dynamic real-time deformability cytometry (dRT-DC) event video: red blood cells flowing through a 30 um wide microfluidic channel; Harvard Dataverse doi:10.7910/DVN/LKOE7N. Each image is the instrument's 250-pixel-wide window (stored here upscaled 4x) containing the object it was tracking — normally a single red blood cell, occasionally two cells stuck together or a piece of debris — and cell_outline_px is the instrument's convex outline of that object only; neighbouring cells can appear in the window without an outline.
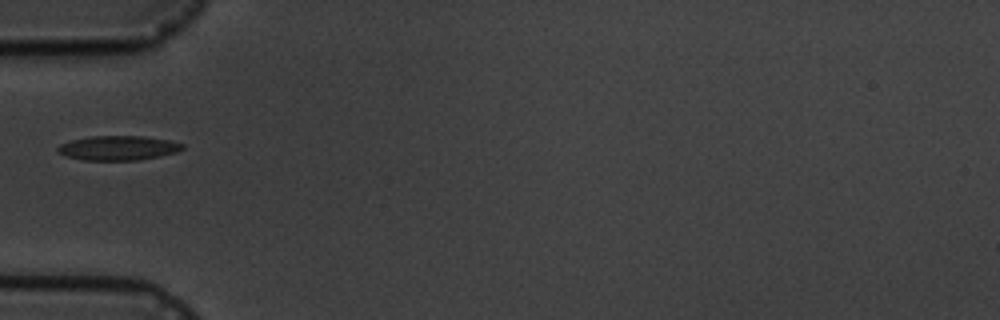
{"species": "common noctule bat (a hibernating species)", "species_latin": "Nyctalus noctula", "temperature_condition": "cold", "stored_images_in_passage": 5, "camera_frame_rate_fps": 3000, "um_per_image_px": 0.085, "animal": {"sex": "male", "body_mass_g": 19.5, "forearm_length_mm": 54.6}, "frame": {"image": 1, "passage_image": 1, "time_ms": 0.0, "image_size_px": [1000, 320], "cell_outline_px": [[184, 148], [176, 152], [160, 156], [140, 160], [84, 160], [64, 156], [56, 152], [56, 148], [60, 144], [72, 140], [88, 136], [144, 136], [172, 140], [184, 144]], "centroid_in_image_um": [10.04, 12.57], "position_along_channel_um": 75.0, "area_um2": 18.03}}
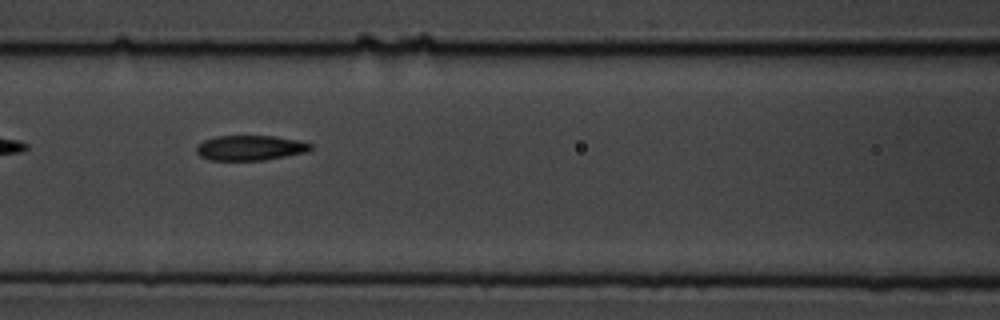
{"frame": {"image": 2, "passage_image": 3, "time_ms": 2.0, "image_size_px": [1000, 320], "cell_outline_px": [[312, 148], [308, 152], [264, 160], [208, 160], [200, 156], [196, 152], [196, 148], [204, 140], [216, 136], [276, 136], [300, 140], [312, 144]], "centroid_in_image_um": [21.3, 12.57], "position_along_channel_um": 145.3, "area_um2": 16.76}}
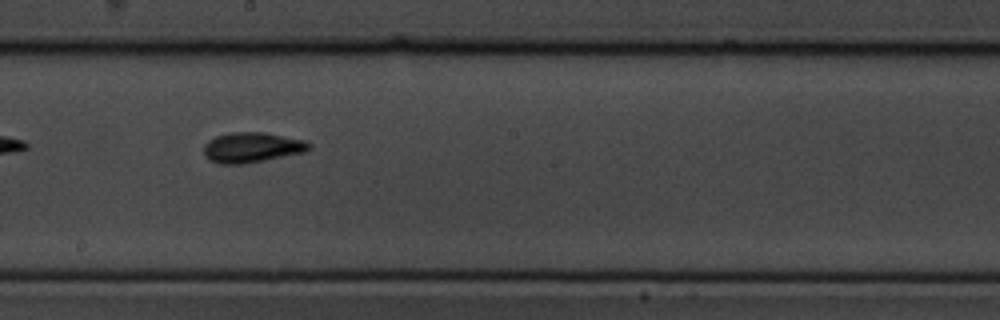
{"frame": {"image": 3, "passage_image": 5, "time_ms": 4.333, "image_size_px": [1000, 320], "cell_outline_px": [[312, 148], [304, 152], [244, 164], [216, 164], [208, 160], [204, 156], [204, 144], [208, 140], [216, 136], [228, 132], [264, 132], [308, 140], [312, 144]], "centroid_in_image_um": [21.41, 12.53], "position_along_channel_um": 226.8, "area_um2": 18.9}}